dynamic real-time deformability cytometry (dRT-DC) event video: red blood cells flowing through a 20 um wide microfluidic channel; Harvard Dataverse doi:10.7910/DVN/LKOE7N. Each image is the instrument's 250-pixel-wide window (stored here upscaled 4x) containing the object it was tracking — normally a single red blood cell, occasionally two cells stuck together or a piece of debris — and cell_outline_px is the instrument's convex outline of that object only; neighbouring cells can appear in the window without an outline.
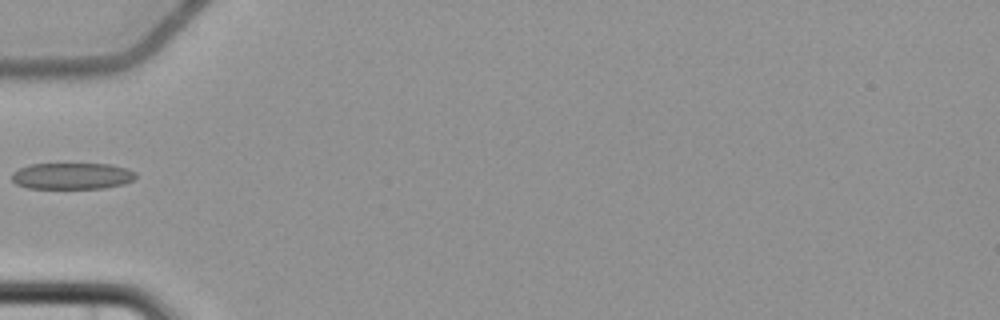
{"species": "common noctule bat (a hibernating species)", "species_latin": "Nyctalus noctula", "temperature_condition": "cold", "stored_images_in_passage": 4, "camera_frame_rate_fps": 3000, "um_per_image_px": 0.085, "animal": {"sex": "female", "body_mass_g": 22.7, "forearm_length_mm": 54.2}, "frame": {"image": 1, "passage_image": 4, "time_ms": 5.0, "image_size_px": [1000, 320], "cell_outline_px": [[136, 176], [132, 180], [124, 184], [104, 188], [28, 188], [16, 184], [12, 180], [12, 172], [28, 164], [112, 164], [128, 168], [136, 172]], "centroid_in_image_um": [6.14, 14.95], "position_along_channel_um": 78.9, "area_um2": 19.19}}